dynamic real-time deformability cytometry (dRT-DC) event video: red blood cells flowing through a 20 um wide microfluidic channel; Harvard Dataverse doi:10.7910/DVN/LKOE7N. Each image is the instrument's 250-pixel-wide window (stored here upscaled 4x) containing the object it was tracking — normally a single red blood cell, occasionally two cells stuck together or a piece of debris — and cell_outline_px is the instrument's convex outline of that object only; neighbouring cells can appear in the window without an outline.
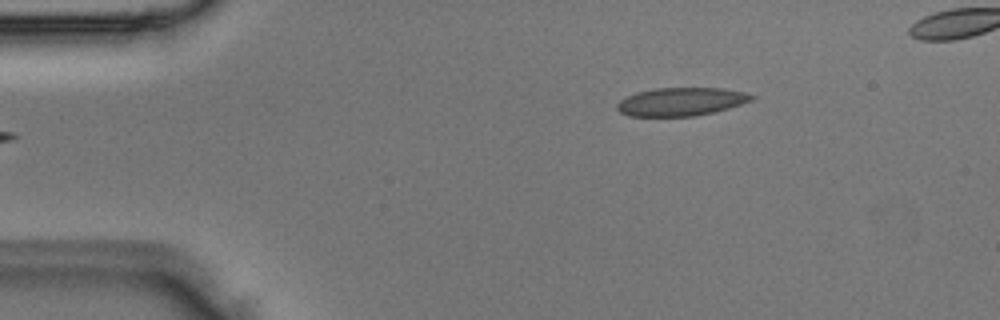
{"species": "Egyptian fruit bat (a non-hibernating species)", "species_latin": "Rousettus aegyptiacus", "temperature_condition": "room temperature", "stored_images_in_passage": 2, "camera_frame_rate_fps": 3000, "um_per_image_px": 0.085, "animal": {"sex": "male"}, "frame": {"image": 1, "passage_image": 2, "time_ms": 0.333, "image_size_px": [1000, 320], "cell_outline_px": [[756, 96], [752, 100], [728, 108], [696, 116], [628, 116], [620, 112], [616, 108], [616, 104], [620, 100], [636, 92], [656, 88], [724, 88], [744, 92]], "centroid_in_image_um": [57.87, 8.64], "position_along_channel_um": 27.1, "area_um2": 22.08}}